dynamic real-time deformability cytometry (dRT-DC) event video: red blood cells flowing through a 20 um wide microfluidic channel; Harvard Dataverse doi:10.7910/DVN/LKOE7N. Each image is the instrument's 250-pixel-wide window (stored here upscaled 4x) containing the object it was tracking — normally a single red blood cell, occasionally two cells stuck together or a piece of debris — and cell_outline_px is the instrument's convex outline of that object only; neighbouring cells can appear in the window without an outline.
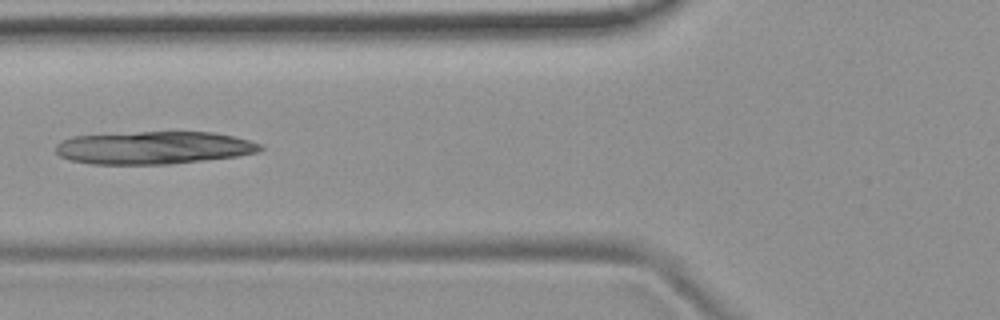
{"species": "common noctule bat (a hibernating species)", "species_latin": "Nyctalus noctula", "temperature_condition": "room temperature", "stored_images_in_passage": 5, "camera_frame_rate_fps": 3000, "um_per_image_px": 0.085, "animal": {"sex": "female", "body_mass_g": 19.9}, "frame": {"image": 1, "passage_image": 4, "time_ms": 4.333, "image_size_px": [1000, 320], "cell_outline_px": [[264, 148], [256, 152], [236, 156], [168, 164], [92, 164], [72, 160], [60, 156], [56, 152], [56, 144], [72, 136], [140, 132], [212, 132], [232, 136], [248, 140], [260, 144]], "centroid_in_image_um": [13.04, 12.55], "position_along_channel_um": 112.8, "area_um2": 38.61}}